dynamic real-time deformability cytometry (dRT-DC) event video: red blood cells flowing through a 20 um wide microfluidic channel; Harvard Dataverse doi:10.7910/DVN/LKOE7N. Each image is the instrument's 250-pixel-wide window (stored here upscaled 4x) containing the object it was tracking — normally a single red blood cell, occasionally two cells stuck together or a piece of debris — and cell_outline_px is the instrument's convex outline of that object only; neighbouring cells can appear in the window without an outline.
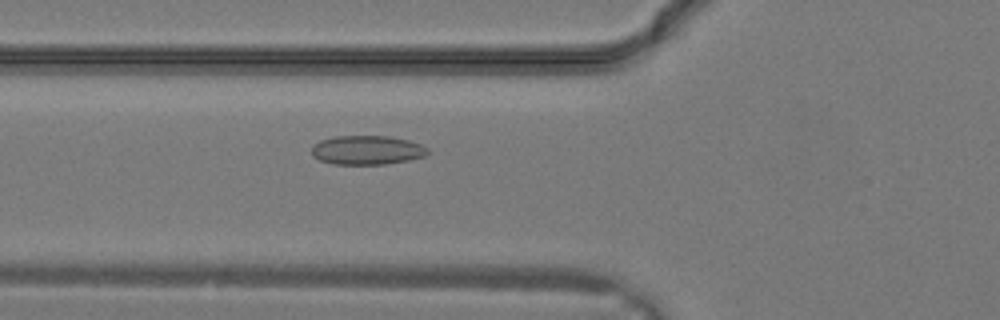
{"species": "common noctule bat (a hibernating species)", "species_latin": "Nyctalus noctula", "temperature_condition": "warm", "stored_images_in_passage": 31, "camera_frame_rate_fps": 3000, "um_per_image_px": 0.085, "animal": {"sex": "male", "body_mass_g": 19.2, "forearm_length_mm": 51.8}, "frame": {"image": 1, "passage_image": 12, "time_ms": 3.667, "image_size_px": [1000, 320], "cell_outline_px": [[428, 152], [424, 156], [408, 160], [384, 164], [332, 164], [320, 160], [312, 156], [312, 144], [320, 140], [336, 136], [392, 136], [408, 140], [420, 144], [428, 148]], "centroid_in_image_um": [31.17, 12.75], "position_along_channel_um": 94.6, "area_um2": 19.71}}
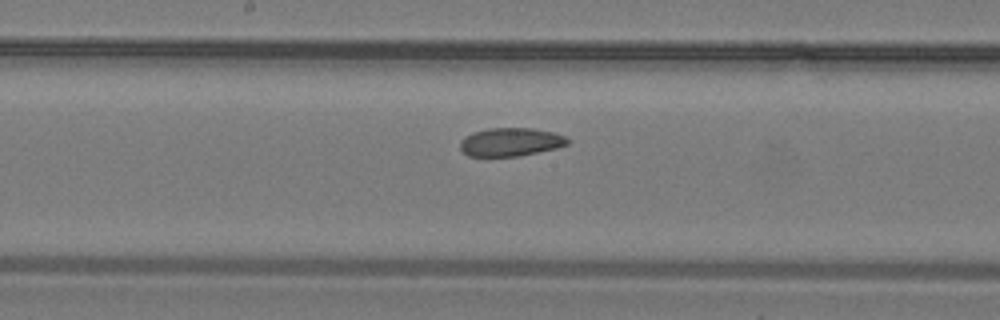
{"frame": {"image": 2, "passage_image": 17, "time_ms": 5.333, "image_size_px": [1000, 320], "cell_outline_px": [[568, 144], [556, 148], [516, 156], [468, 156], [460, 148], [460, 140], [464, 136], [472, 132], [488, 128], [532, 128], [552, 132], [564, 136], [568, 140]], "centroid_in_image_um": [43.35, 12.06], "position_along_channel_um": 204.9, "area_um2": 17.63}}
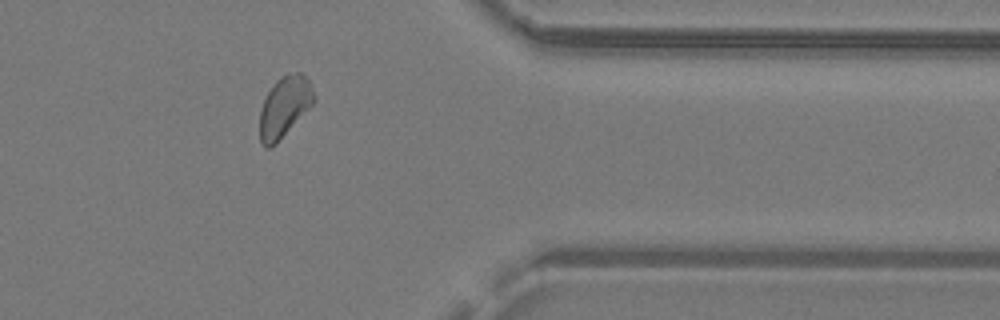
{"frame": {"image": 3, "passage_image": 26, "time_ms": 8.333, "image_size_px": [1000, 320], "cell_outline_px": [[316, 100], [276, 144], [268, 148], [264, 148], [260, 140], [260, 112], [264, 100], [268, 92], [276, 80], [284, 76], [296, 72], [300, 72], [308, 80], [316, 96]], "centroid_in_image_um": [24.18, 9.1], "position_along_channel_um": 387.2, "area_um2": 18.84}}